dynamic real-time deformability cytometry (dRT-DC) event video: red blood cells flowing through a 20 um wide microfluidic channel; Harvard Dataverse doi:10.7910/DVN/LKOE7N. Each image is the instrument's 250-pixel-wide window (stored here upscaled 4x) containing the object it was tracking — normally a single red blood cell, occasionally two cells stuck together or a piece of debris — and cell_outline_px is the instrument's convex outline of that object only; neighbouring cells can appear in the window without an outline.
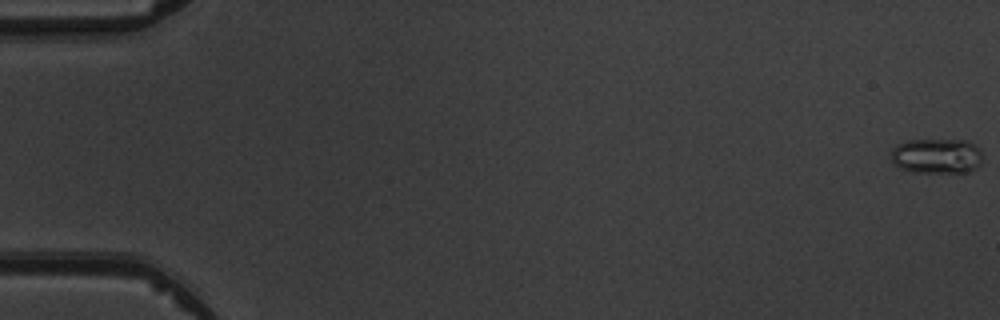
{"species": "common noctule bat (a hibernating species)", "species_latin": "Nyctalus noctula", "temperature_condition": "warm", "stored_images_in_passage": 5, "camera_frame_rate_fps": 3000, "um_per_image_px": 0.085, "animal": {"sex": "male", "body_mass_g": 19.5, "forearm_length_mm": 54.6}, "frame": {"image": 1, "passage_image": 1, "time_ms": 0.0, "image_size_px": [1000, 320], "cell_outline_px": [[980, 164], [976, 168], [968, 172], [912, 172], [900, 168], [892, 164], [888, 152], [892, 148], [908, 140], [968, 140], [976, 144], [980, 148]], "centroid_in_image_um": [79.58, 13.25], "position_along_channel_um": 5.4, "area_um2": 19.02}}
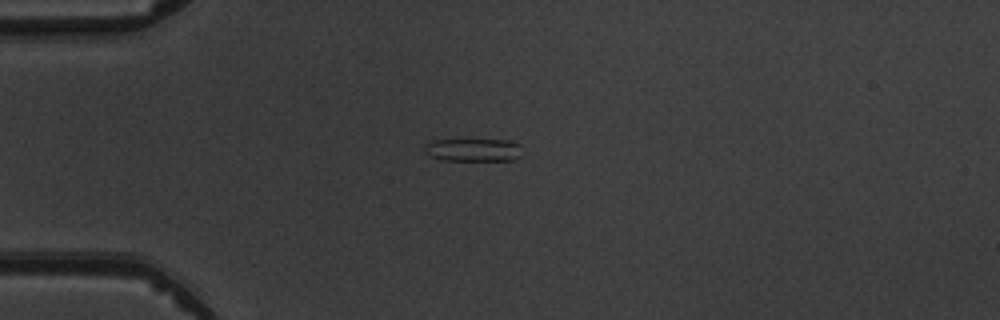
{"frame": {"image": 2, "passage_image": 5, "time_ms": 4.667, "image_size_px": [1000, 320], "cell_outline_px": [[520, 156], [512, 160], [444, 160], [432, 156], [424, 152], [424, 144], [432, 140], [512, 140], [520, 144]], "centroid_in_image_um": [40.23, 12.73], "position_along_channel_um": 44.8, "area_um2": 13.01}}